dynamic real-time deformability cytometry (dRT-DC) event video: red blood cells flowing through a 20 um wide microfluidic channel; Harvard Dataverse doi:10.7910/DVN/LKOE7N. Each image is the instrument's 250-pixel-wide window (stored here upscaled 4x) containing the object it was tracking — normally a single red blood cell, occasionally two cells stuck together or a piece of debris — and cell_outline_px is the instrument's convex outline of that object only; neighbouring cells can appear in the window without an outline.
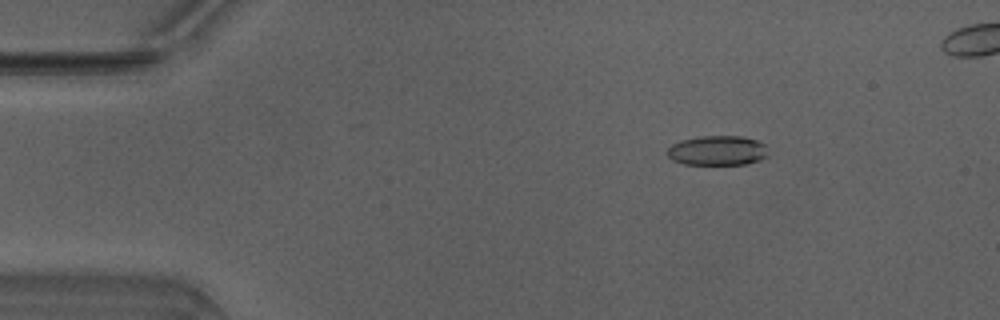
{"species": "Egyptian fruit bat (a non-hibernating species)", "species_latin": "Rousettus aegyptiacus", "temperature_condition": "warm", "stored_images_in_passage": 48, "camera_frame_rate_fps": 3000, "um_per_image_px": 0.085, "animal": {"sex": "male"}, "frame": {"image": 1, "passage_image": 8, "time_ms": 2.333, "image_size_px": [1000, 320], "cell_outline_px": [[768, 156], [744, 164], [684, 164], [672, 160], [668, 156], [668, 148], [672, 144], [680, 140], [700, 136], [740, 136], [756, 140], [764, 144]], "centroid_in_image_um": [60.94, 12.79], "position_along_channel_um": 24.1, "area_um2": 17.28}}
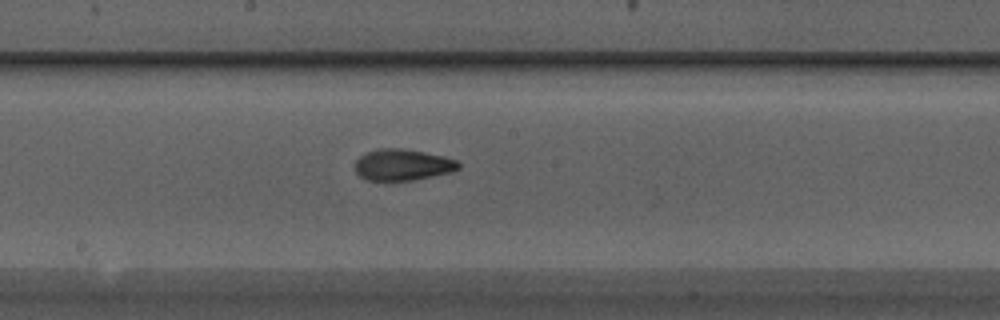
{"frame": {"image": 2, "passage_image": 27, "time_ms": 8.667, "image_size_px": [1000, 320], "cell_outline_px": [[460, 168], [452, 172], [412, 180], [364, 180], [356, 172], [356, 160], [364, 152], [376, 148], [400, 148], [424, 152], [444, 156], [456, 160], [460, 164]], "centroid_in_image_um": [34.21, 14.0], "position_along_channel_um": 214.0, "area_um2": 18.96}}
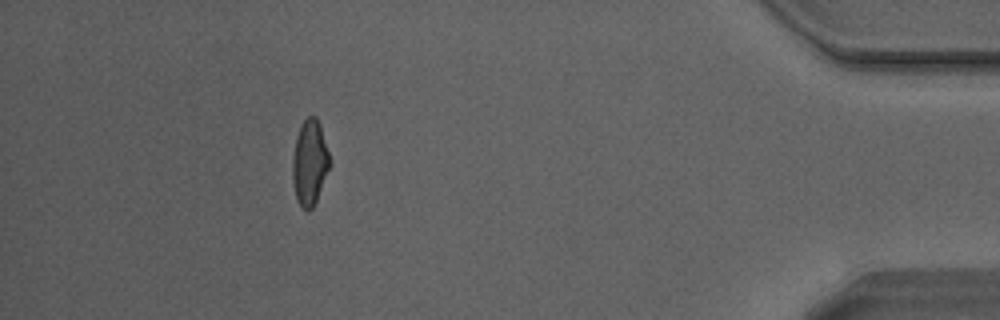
{"frame": {"image": 3, "passage_image": 45, "time_ms": 14.667, "image_size_px": [1000, 320], "cell_outline_px": [[328, 168], [316, 200], [312, 208], [308, 212], [300, 208], [296, 196], [292, 180], [292, 156], [296, 136], [304, 120], [308, 116], [316, 116], [320, 124], [328, 152]], "centroid_in_image_um": [26.28, 13.83], "position_along_channel_um": 408.9, "area_um2": 18.15}}